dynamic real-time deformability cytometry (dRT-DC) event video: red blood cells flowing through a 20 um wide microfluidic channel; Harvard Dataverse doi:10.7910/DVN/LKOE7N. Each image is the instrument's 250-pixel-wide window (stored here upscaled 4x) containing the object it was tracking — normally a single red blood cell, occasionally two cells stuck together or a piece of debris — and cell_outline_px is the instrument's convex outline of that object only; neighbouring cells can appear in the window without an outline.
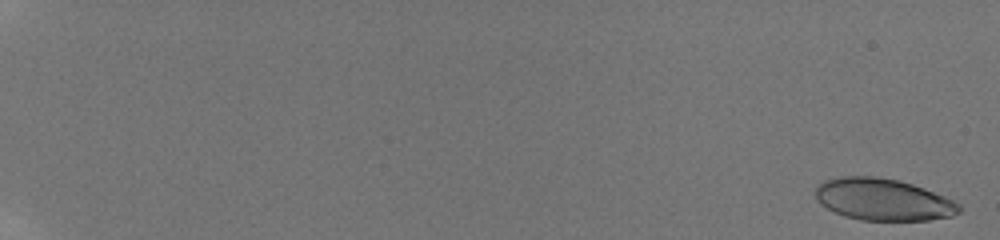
{"species": "human", "species_latin": "Homo sapiens", "temperature_condition": "room temperature", "stored_images_in_passage": 44, "camera_frame_rate_fps": 3000, "um_per_image_px": 0.085, "donor": {"sex": "male"}, "frame": {"image": 1, "passage_image": 1, "time_ms": 0.0, "image_size_px": [1000, 240], "cell_outline_px": [[960, 212], [952, 216], [928, 220], [860, 220], [844, 216], [820, 204], [816, 200], [816, 184], [824, 180], [840, 176], [876, 176], [896, 180], [912, 184], [924, 188], [944, 196], [960, 204]], "centroid_in_image_um": [75.03, 16.95], "position_along_channel_um": 10.0, "area_um2": 35.08}}
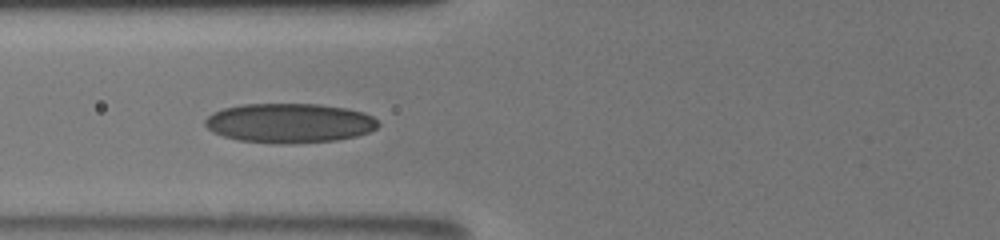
{"frame": {"image": 2, "passage_image": 23, "time_ms": 8.667, "image_size_px": [1000, 240], "cell_outline_px": [[380, 124], [376, 128], [368, 132], [356, 136], [336, 140], [292, 144], [280, 144], [240, 140], [224, 136], [212, 132], [204, 124], [204, 120], [212, 112], [224, 108], [240, 104], [320, 104], [344, 108], [364, 112], [372, 116]], "centroid_in_image_um": [24.59, 10.46], "position_along_channel_um": 101.2, "area_um2": 39.94}}
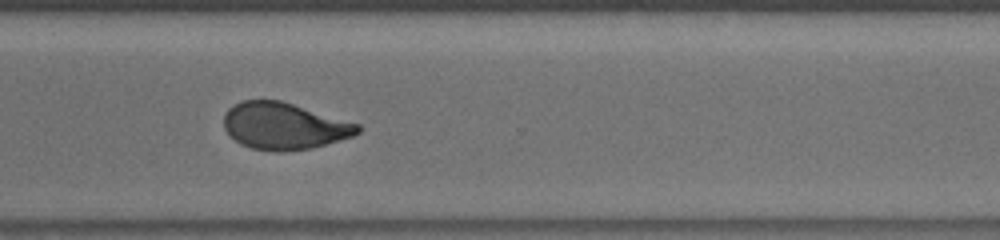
{"frame": {"image": 3, "passage_image": 43, "time_ms": 15.0, "image_size_px": [1000, 240], "cell_outline_px": [[360, 132], [352, 136], [312, 148], [280, 152], [252, 148], [240, 144], [224, 128], [224, 116], [228, 108], [240, 100], [280, 100], [360, 124]], "centroid_in_image_um": [24.14, 10.7], "position_along_channel_um": 346.5, "area_um2": 36.3}}